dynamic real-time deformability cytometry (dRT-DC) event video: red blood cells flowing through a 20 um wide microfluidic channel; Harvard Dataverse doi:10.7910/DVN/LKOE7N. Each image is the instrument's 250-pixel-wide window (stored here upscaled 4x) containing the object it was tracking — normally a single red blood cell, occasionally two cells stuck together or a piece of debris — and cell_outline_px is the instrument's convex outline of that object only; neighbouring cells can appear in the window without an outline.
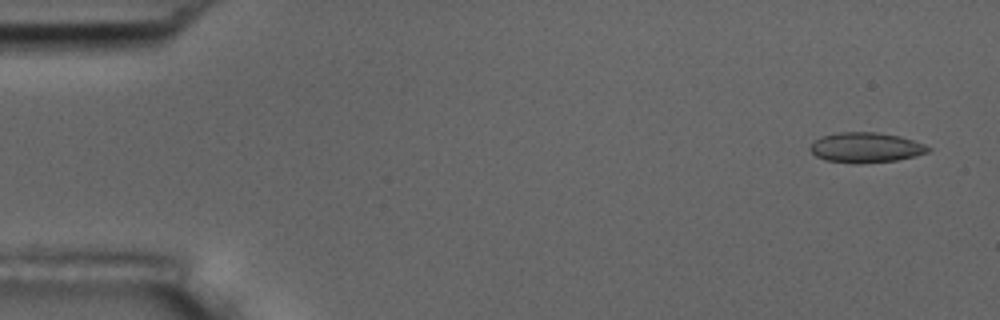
{"species": "common noctule bat (a hibernating species)", "species_latin": "Nyctalus noctula", "temperature_condition": "room temperature", "stored_images_in_passage": 5, "camera_frame_rate_fps": 3000, "um_per_image_px": 0.085, "animal": {"sex": "male", "body_mass_g": 17.5, "forearm_length_mm": 52.3}, "frame": {"image": 1, "passage_image": 1, "time_ms": 0.0, "image_size_px": [1000, 320], "cell_outline_px": [[932, 148], [928, 152], [916, 156], [896, 160], [860, 164], [852, 164], [824, 160], [816, 156], [808, 148], [820, 136], [836, 132], [876, 132], [900, 136], [924, 144]], "centroid_in_image_um": [73.58, 12.55], "position_along_channel_um": 11.4, "area_um2": 20.92}}
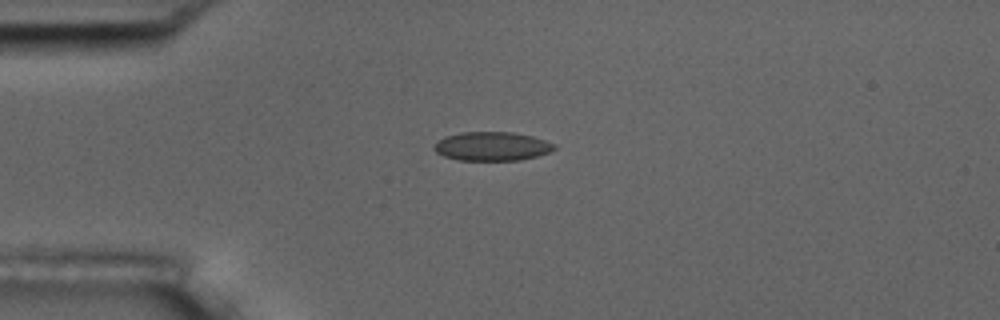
{"frame": {"image": 2, "passage_image": 4, "time_ms": 3.667, "image_size_px": [1000, 320], "cell_outline_px": [[556, 148], [548, 152], [536, 156], [520, 160], [460, 160], [444, 156], [436, 152], [432, 148], [444, 136], [460, 132], [512, 132], [532, 136], [556, 144]], "centroid_in_image_um": [41.81, 12.43], "position_along_channel_um": 43.2, "area_um2": 20.11}}